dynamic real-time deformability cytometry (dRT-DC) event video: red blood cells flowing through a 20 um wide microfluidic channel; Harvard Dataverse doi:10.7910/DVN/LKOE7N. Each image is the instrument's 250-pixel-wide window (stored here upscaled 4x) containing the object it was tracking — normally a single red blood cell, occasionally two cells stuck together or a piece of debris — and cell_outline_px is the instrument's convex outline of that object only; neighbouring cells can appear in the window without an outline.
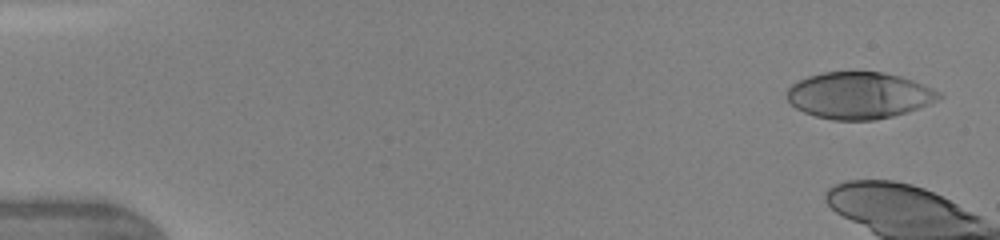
{"species": "human", "species_latin": "Homo sapiens", "temperature_condition": "warm", "stored_images_in_passage": 6, "camera_frame_rate_fps": 3000, "um_per_image_px": 0.085, "donor": {"sex": "female"}, "frame": {"image": 1, "passage_image": 1, "time_ms": 0.0, "image_size_px": [1000, 240], "cell_outline_px": [[944, 96], [928, 104], [908, 112], [876, 120], [832, 120], [816, 116], [804, 112], [796, 108], [788, 100], [788, 88], [792, 84], [808, 76], [820, 72], [884, 72], [900, 76], [912, 80], [932, 88], [940, 92]], "centroid_in_image_um": [73.03, 8.11], "position_along_channel_um": 12.0, "area_um2": 41.21}}